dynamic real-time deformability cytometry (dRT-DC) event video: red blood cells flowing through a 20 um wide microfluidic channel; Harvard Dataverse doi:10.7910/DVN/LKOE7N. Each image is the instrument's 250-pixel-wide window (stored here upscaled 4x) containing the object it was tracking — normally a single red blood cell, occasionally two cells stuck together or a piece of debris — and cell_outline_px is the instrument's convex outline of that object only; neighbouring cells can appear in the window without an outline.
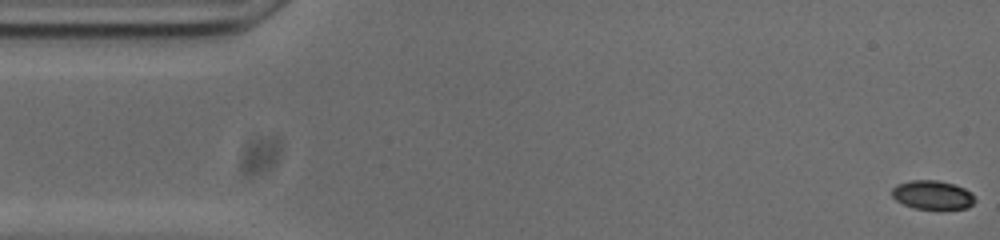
{"species": "common noctule bat (a hibernating species)", "species_latin": "Nyctalus noctula", "temperature_condition": "cold", "stored_images_in_passage": 54, "camera_frame_rate_fps": 3000, "um_per_image_px": 0.085, "animal": {"sex": "male", "body_mass_g": 20.0, "forearm_length_mm": 53.3}, "frame": {"image": 1, "passage_image": 1, "time_ms": 0.0, "image_size_px": [1000, 240], "cell_outline_px": [[976, 200], [968, 208], [912, 208], [896, 200], [892, 196], [892, 188], [896, 184], [912, 180], [936, 180], [952, 184], [964, 188], [972, 192]], "centroid_in_image_um": [79.25, 16.56], "position_along_channel_um": 5.7, "area_um2": 13.81}}
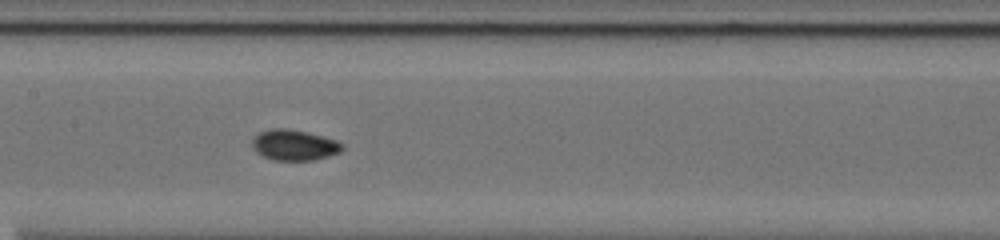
{"frame": {"image": 2, "passage_image": 25, "time_ms": 8.0, "image_size_px": [1000, 240], "cell_outline_px": [[344, 148], [340, 152], [328, 156], [312, 160], [272, 160], [256, 152], [252, 148], [252, 140], [260, 132], [272, 128], [288, 128], [336, 140], [344, 144]], "centroid_in_image_um": [25.0, 12.33], "position_along_channel_um": 182.4, "area_um2": 15.95}}
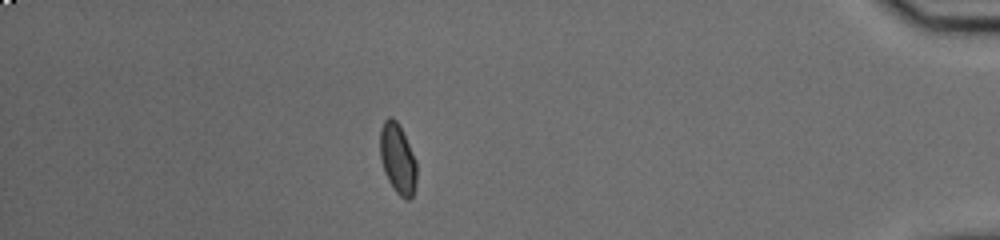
{"frame": {"image": 3, "passage_image": 47, "time_ms": 15.333, "image_size_px": [1000, 240], "cell_outline_px": [[416, 184], [412, 196], [408, 200], [404, 200], [396, 192], [388, 180], [384, 172], [380, 156], [380, 128], [384, 120], [388, 116], [392, 116], [396, 120], [416, 160]], "centroid_in_image_um": [33.79, 13.5], "position_along_channel_um": 401.4, "area_um2": 14.91}, "authors_computed_cell_mechanics": {"area_um2": 14.9702, "velocity_mm_per_s": 3.7301, "shape_relaxation_time_tau1_ms": 6.0874, "shape_relaxation_time_tau2_ms": 1.5348, "deformation_change_tau1": 0.1654, "deformation_change_tau2": 0.0455}}